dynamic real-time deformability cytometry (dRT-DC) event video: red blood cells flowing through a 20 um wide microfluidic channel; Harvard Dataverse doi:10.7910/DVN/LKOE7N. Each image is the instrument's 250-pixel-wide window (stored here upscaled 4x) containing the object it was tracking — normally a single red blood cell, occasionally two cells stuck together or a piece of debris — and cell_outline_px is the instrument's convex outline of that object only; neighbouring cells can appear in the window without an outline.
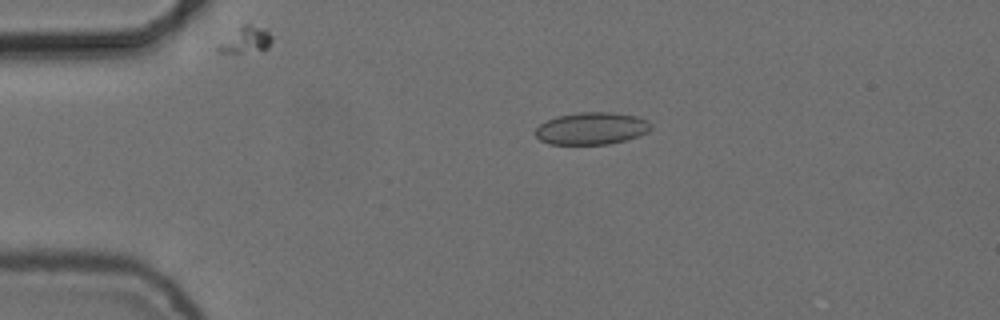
{"species": "common noctule bat (a hibernating species)", "species_latin": "Nyctalus noctula", "temperature_condition": "cold", "stored_images_in_passage": 44, "camera_frame_rate_fps": 3000, "um_per_image_px": 0.085, "animal": {"sex": "female", "body_mass_g": 24.6, "forearm_length_mm": 56.2}, "frame": {"image": 1, "passage_image": 1, "time_ms": 0.0, "image_size_px": [1000, 320], "cell_outline_px": [[652, 128], [648, 132], [624, 140], [608, 144], [548, 144], [540, 140], [532, 132], [540, 124], [556, 116], [580, 112], [612, 112], [636, 116], [648, 120], [652, 124]], "centroid_in_image_um": [50.27, 10.91], "position_along_channel_um": 34.7, "area_um2": 21.79}}
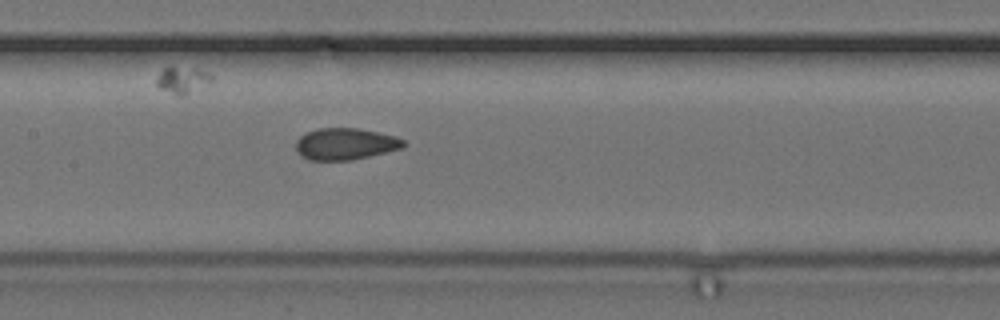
{"frame": {"image": 2, "passage_image": 16, "time_ms": 5.0, "image_size_px": [1000, 320], "cell_outline_px": [[408, 144], [404, 148], [352, 160], [312, 160], [304, 156], [296, 148], [296, 140], [300, 136], [316, 128], [356, 128], [396, 136], [404, 140]], "centroid_in_image_um": [29.41, 12.23], "position_along_channel_um": 178.0, "area_um2": 19.77}}
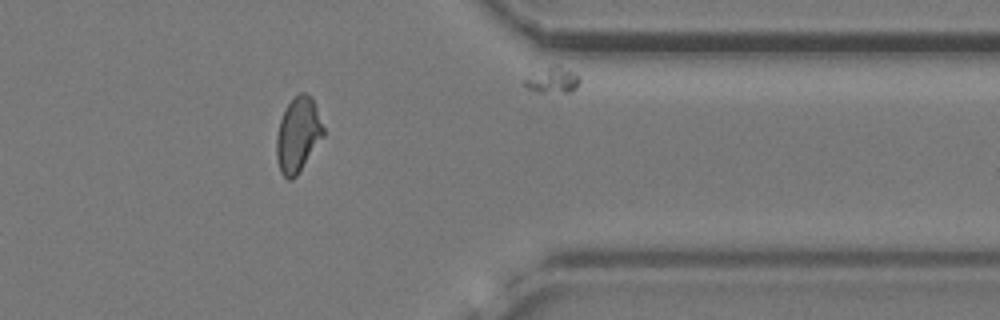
{"frame": {"image": 3, "passage_image": 34, "time_ms": 11.0, "image_size_px": [1000, 320], "cell_outline_px": [[324, 136], [296, 176], [292, 180], [288, 180], [280, 172], [276, 160], [276, 136], [280, 120], [288, 104], [300, 92], [304, 92], [312, 96], [324, 128]], "centroid_in_image_um": [25.32, 11.47], "position_along_channel_um": 386.1, "area_um2": 20.4}, "authors_computed_cell_mechanics": {"area_um2": 20.0277, "velocity_mm_per_s": 3.7095, "shape_relaxation_time_tau1_ms": 10.9015, "shape_relaxation_time_tau2_ms": 1.1468, "deformation_change_tau1": 0.1557, "deformation_change_tau2": 0.0606}}